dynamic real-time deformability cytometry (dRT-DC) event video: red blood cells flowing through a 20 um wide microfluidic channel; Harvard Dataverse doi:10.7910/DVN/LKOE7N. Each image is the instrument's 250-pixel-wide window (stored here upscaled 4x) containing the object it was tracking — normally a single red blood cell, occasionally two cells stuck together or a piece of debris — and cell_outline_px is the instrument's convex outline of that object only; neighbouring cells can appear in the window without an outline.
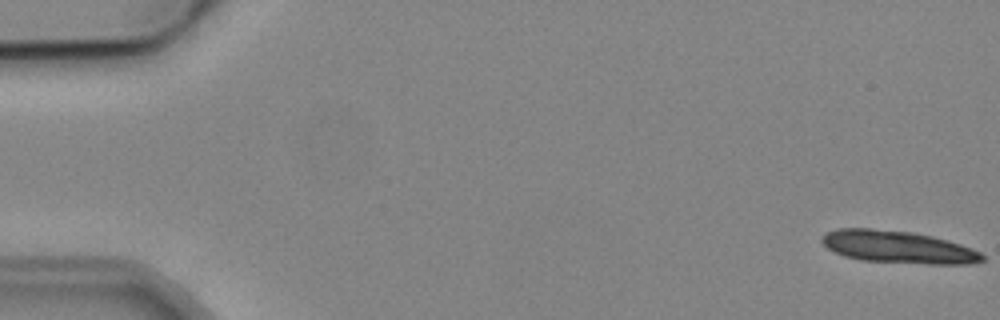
{"species": "common noctule bat (a hibernating species)", "species_latin": "Nyctalus noctula", "temperature_condition": "cold", "stored_images_in_passage": 6, "camera_frame_rate_fps": 3000, "um_per_image_px": 0.085, "animal": {"sex": "male", "body_mass_g": 19.2, "forearm_length_mm": 51.8}, "frame": {"image": 1, "passage_image": 1, "time_ms": 0.0, "image_size_px": [1000, 320], "cell_outline_px": [[984, 260], [972, 264], [928, 264], [860, 260], [844, 256], [828, 248], [820, 240], [828, 232], [836, 228], [872, 228], [912, 232], [932, 236], [960, 244], [980, 252], [984, 256]], "centroid_in_image_um": [76.34, 21.0], "position_along_channel_um": 8.7, "area_um2": 30.17}}
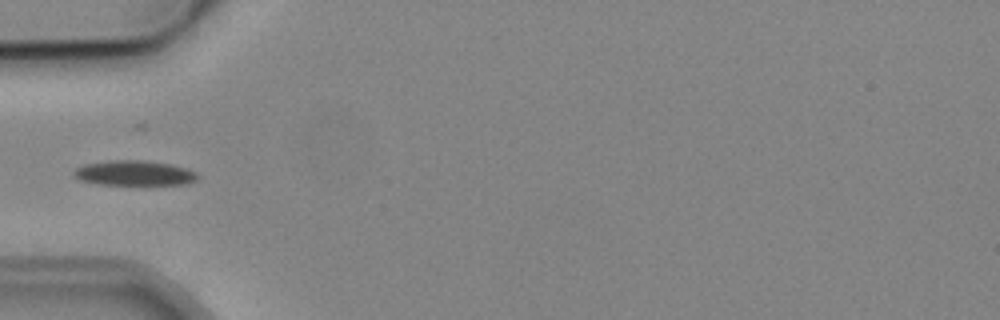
{"frame": {"image": 2, "passage_image": 6, "time_ms": 6.0, "image_size_px": [1000, 320], "cell_outline_px": [[200, 176], [196, 180], [188, 184], [100, 184], [80, 180], [72, 176], [72, 172], [76, 168], [84, 164], [112, 160], [144, 160], [168, 164], [188, 168], [196, 172]], "centroid_in_image_um": [11.42, 14.7], "position_along_channel_um": 73.6, "area_um2": 18.03}}